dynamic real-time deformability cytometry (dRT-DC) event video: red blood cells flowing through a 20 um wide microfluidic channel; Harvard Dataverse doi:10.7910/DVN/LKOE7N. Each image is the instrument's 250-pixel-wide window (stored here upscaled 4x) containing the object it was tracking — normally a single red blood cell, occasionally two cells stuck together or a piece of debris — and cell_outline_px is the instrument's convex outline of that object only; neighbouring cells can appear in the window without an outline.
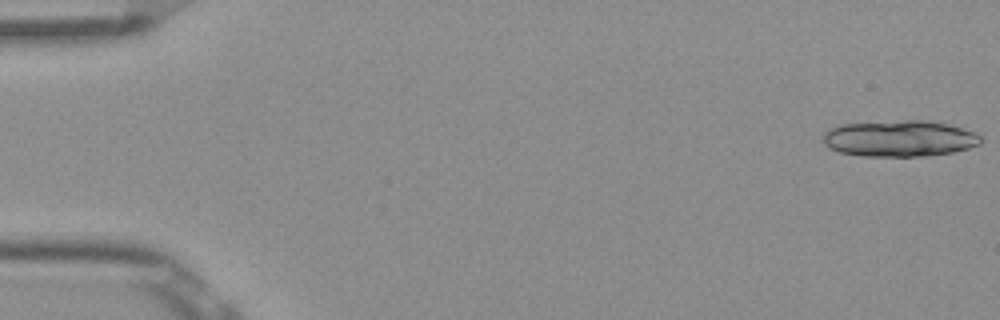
{"species": "Egyptian fruit bat (a non-hibernating species)", "species_latin": "Rousettus aegyptiacus", "temperature_condition": "room temperature", "stored_images_in_passage": 19, "camera_frame_rate_fps": 3000, "um_per_image_px": 0.085, "frame": {"image": 1, "passage_image": 1, "time_ms": 0.0, "image_size_px": [1000, 320], "cell_outline_px": [[980, 144], [968, 148], [952, 152], [924, 156], [860, 156], [840, 152], [828, 148], [824, 144], [824, 132], [828, 128], [840, 124], [904, 120], [928, 120], [948, 124], [976, 132], [980, 136]], "centroid_in_image_um": [76.43, 11.76], "position_along_channel_um": 8.6, "area_um2": 33.47}}
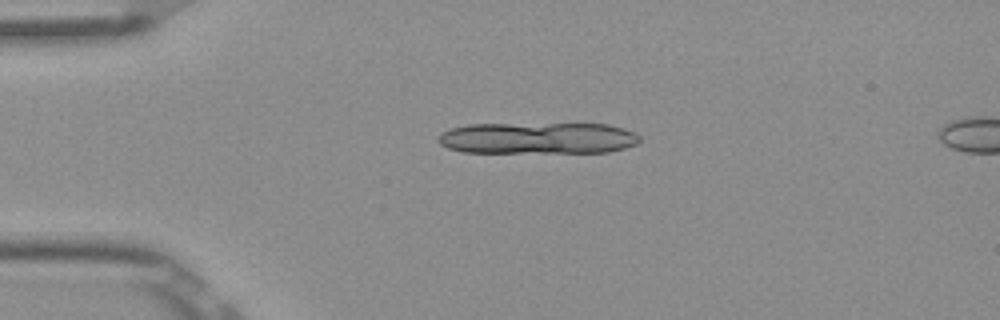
{"frame": {"image": 2, "passage_image": 12, "time_ms": 3.667, "image_size_px": [1000, 320], "cell_outline_px": [[640, 140], [636, 144], [624, 148], [608, 152], [464, 152], [448, 148], [440, 144], [436, 140], [436, 136], [440, 132], [452, 128], [468, 124], [608, 124], [624, 128], [636, 132], [640, 136]], "centroid_in_image_um": [45.7, 11.73], "position_along_channel_um": 39.3, "area_um2": 37.28}}